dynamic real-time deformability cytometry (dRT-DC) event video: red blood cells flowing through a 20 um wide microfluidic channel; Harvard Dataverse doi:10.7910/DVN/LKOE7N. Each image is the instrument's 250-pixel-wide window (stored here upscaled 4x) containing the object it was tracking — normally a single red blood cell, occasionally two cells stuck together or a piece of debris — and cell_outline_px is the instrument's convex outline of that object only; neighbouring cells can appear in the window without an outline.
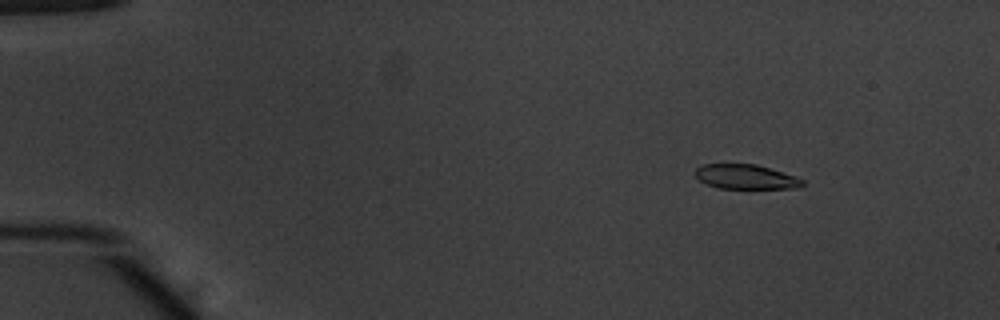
{"species": "common noctule bat (a hibernating species)", "species_latin": "Nyctalus noctula", "temperature_condition": "warm", "stored_images_in_passage": 54, "camera_frame_rate_fps": 3000, "um_per_image_px": 0.085, "animal": {"sex": "male", "body_mass_g": 20.1, "forearm_length_mm": 53.5}, "frame": {"image": 1, "passage_image": 8, "time_ms": 2.333, "image_size_px": [1000, 320], "cell_outline_px": [[804, 184], [800, 188], [720, 188], [708, 184], [700, 180], [696, 176], [696, 168], [700, 164], [756, 164], [796, 176], [804, 180]], "centroid_in_image_um": [63.42, 15.02], "position_along_channel_um": 21.6, "area_um2": 15.26}}
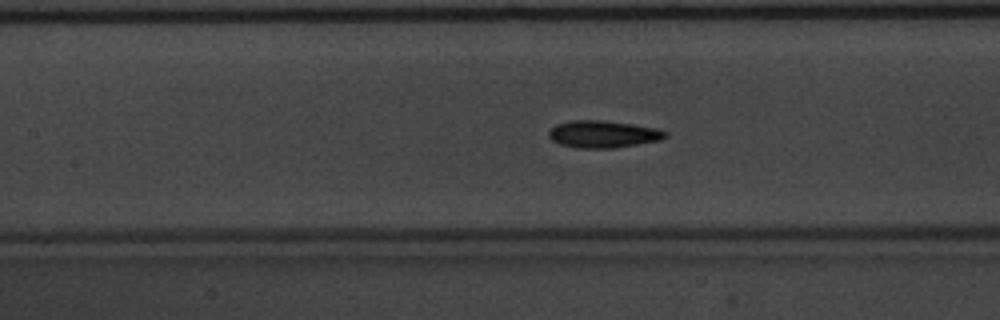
{"frame": {"image": 2, "passage_image": 26, "time_ms": 8.333, "image_size_px": [1000, 320], "cell_outline_px": [[668, 136], [660, 140], [612, 148], [576, 148], [560, 144], [552, 140], [548, 136], [548, 132], [556, 124], [572, 120], [604, 120], [632, 124], [656, 128], [668, 132]], "centroid_in_image_um": [51.25, 11.4], "position_along_channel_um": 156.1, "area_um2": 18.44}}
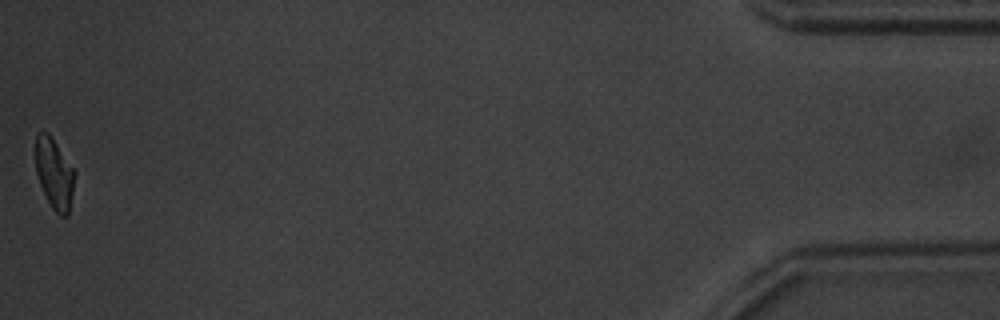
{"frame": {"image": 3, "passage_image": 54, "time_ms": 17.667, "image_size_px": [1000, 320], "cell_outline_px": [[76, 172], [68, 216], [60, 216], [52, 208], [40, 184], [36, 172], [36, 132], [48, 132]], "centroid_in_image_um": [4.62, 14.76], "position_along_channel_um": 430.6, "area_um2": 15.9}, "authors_computed_cell_mechanics": {"area_um2": 17.2822, "velocity_mm_per_s": 3.8777, "shape_relaxation_time_tau1_ms": 2.6008, "shape_relaxation_time_tau2_ms": 2.4356, "deformation_change_tau1": 0.1687, "deformation_change_tau2": 0.0719}}